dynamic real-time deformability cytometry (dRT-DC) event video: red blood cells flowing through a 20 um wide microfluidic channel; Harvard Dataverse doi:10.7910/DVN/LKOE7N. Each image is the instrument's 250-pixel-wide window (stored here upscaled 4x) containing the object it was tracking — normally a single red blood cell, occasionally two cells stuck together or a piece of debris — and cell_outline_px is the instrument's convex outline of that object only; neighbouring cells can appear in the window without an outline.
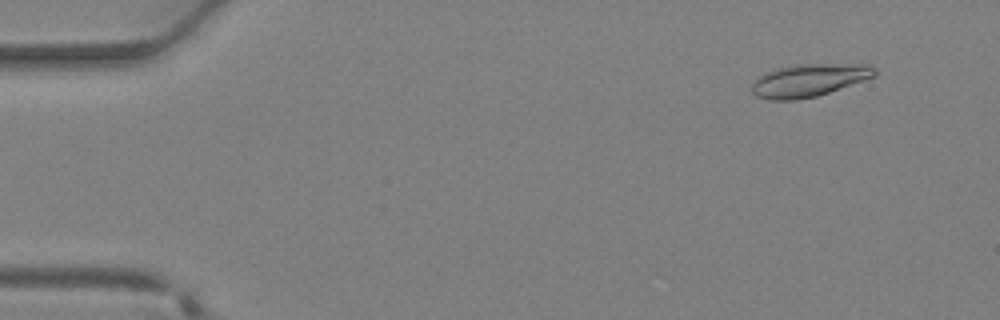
{"species": "Egyptian fruit bat (a non-hibernating species)", "species_latin": "Rousettus aegyptiacus", "temperature_condition": "warm", "stored_images_in_passage": 10, "camera_frame_rate_fps": 3000, "um_per_image_px": 0.085, "animal": {"sex": "female"}, "frame": {"image": 1, "passage_image": 1, "time_ms": 0.0, "image_size_px": [1000, 320], "cell_outline_px": [[876, 76], [816, 96], [796, 100], [768, 100], [756, 96], [752, 92], [752, 84], [764, 72], [772, 68], [792, 64], [868, 64], [876, 68]], "centroid_in_image_um": [68.73, 6.81], "position_along_channel_um": 16.3, "area_um2": 23.58}}